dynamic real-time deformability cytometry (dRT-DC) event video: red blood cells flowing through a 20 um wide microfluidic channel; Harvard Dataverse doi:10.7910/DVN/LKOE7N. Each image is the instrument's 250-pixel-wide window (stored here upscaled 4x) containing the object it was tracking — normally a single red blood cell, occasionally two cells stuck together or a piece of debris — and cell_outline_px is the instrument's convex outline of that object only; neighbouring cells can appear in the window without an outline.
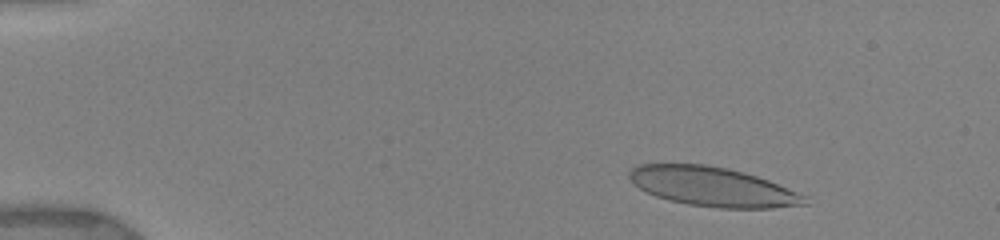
{"species": "human", "species_latin": "Homo sapiens", "temperature_condition": "warm", "stored_images_in_passage": 8, "camera_frame_rate_fps": 3000, "um_per_image_px": 0.085, "donor": {"sex": "female"}, "frame": {"image": 1, "passage_image": 3, "time_ms": 1.0, "image_size_px": [1000, 240], "cell_outline_px": [[808, 204], [772, 208], [720, 208], [688, 204], [668, 200], [656, 196], [640, 188], [628, 176], [628, 172], [632, 168], [640, 164], [704, 164], [728, 168], [744, 172], [768, 180], [808, 196]], "centroid_in_image_um": [60.61, 15.87], "position_along_channel_um": 24.4, "area_um2": 40.06}}